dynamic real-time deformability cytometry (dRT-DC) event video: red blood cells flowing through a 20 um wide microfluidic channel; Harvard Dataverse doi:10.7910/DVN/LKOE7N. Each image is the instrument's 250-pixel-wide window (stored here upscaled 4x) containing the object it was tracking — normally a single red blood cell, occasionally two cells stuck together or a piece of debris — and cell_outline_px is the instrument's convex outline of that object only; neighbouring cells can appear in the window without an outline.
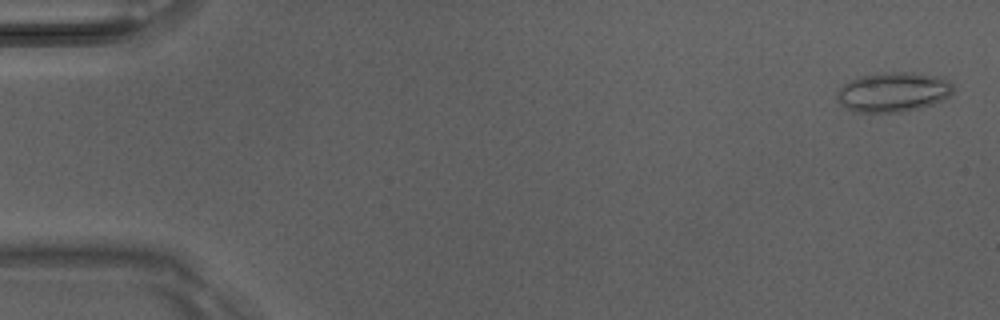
{"species": "Egyptian fruit bat (a non-hibernating species)", "species_latin": "Rousettus aegyptiacus", "temperature_condition": "room temperature", "stored_images_in_passage": 50, "camera_frame_rate_fps": 3000, "um_per_image_px": 0.085, "animal": {"sex": "male"}, "frame": {"image": 1, "passage_image": 2, "time_ms": 0.333, "image_size_px": [1000, 320], "cell_outline_px": [[956, 88], [944, 100], [920, 108], [900, 112], [856, 112], [844, 108], [840, 104], [836, 96], [836, 92], [844, 84], [856, 76], [884, 72], [912, 72], [940, 76], [948, 80]], "centroid_in_image_um": [75.92, 7.81], "position_along_channel_um": 9.1, "area_um2": 27.28}}
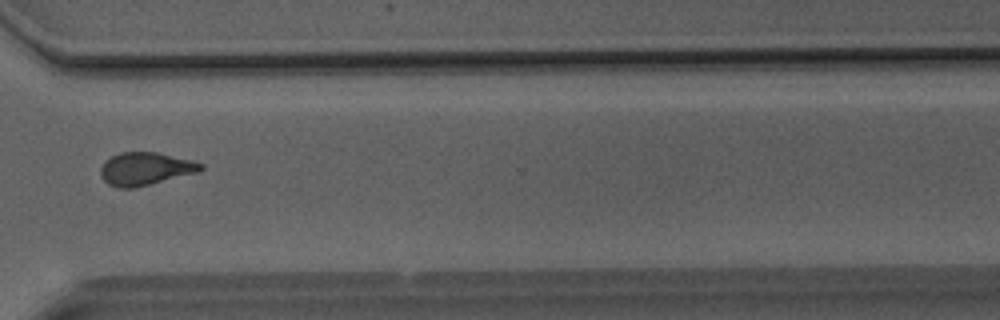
{"frame": {"image": 2, "passage_image": 38, "time_ms": 12.333, "image_size_px": [1000, 320], "cell_outline_px": [[204, 168], [200, 172], [136, 188], [116, 188], [108, 184], [100, 176], [100, 168], [112, 156], [120, 152], [156, 152], [192, 160], [204, 164]], "centroid_in_image_um": [12.39, 14.36], "position_along_channel_um": 358.2, "area_um2": 19.36}}
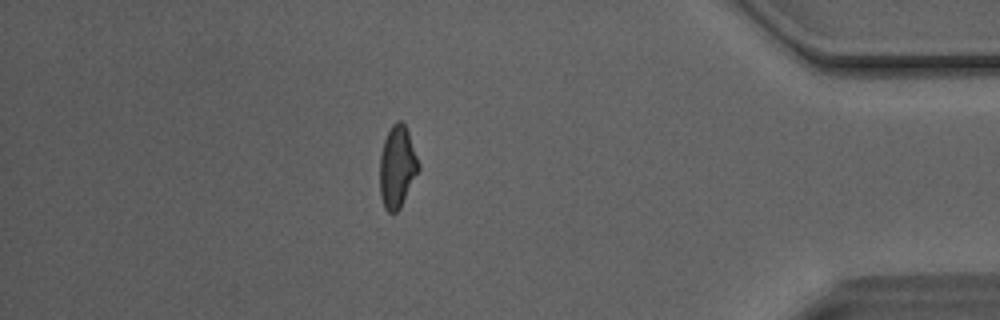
{"frame": {"image": 3, "passage_image": 44, "time_ms": 14.333, "image_size_px": [1000, 320], "cell_outline_px": [[420, 168], [400, 208], [396, 212], [388, 212], [384, 208], [380, 196], [380, 156], [384, 140], [392, 124], [396, 120], [400, 120], [404, 124], [408, 132], [420, 164]], "centroid_in_image_um": [33.76, 14.19], "position_along_channel_um": 401.4, "area_um2": 18.44}, "authors_computed_cell_mechanics": {"area_um2": 19.3052, "velocity_mm_per_s": 4.1369, "shape_relaxation_time_tau1_ms": null, "shape_relaxation_time_tau2_ms": 1.7824, "deformation_change_tau1": null, "deformation_change_tau2": 0.0963}}